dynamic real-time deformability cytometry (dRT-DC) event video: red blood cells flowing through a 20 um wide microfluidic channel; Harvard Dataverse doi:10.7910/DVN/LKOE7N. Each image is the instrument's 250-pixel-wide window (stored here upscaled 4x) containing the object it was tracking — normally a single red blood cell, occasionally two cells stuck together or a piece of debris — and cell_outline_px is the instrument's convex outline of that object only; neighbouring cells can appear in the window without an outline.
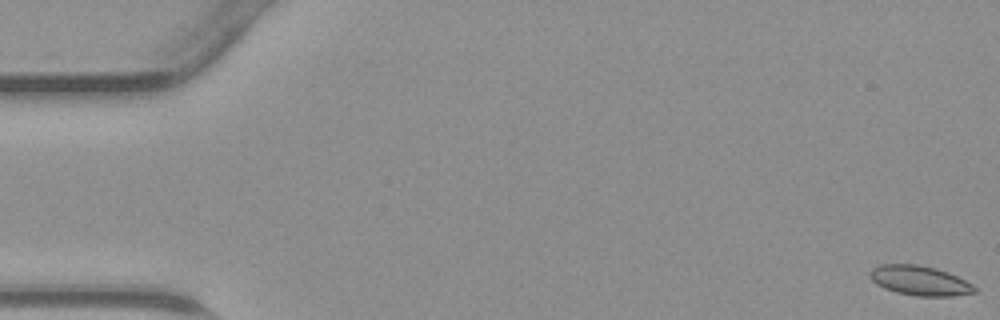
{"species": "common noctule bat (a hibernating species)", "species_latin": "Nyctalus noctula", "temperature_condition": "warm", "stored_images_in_passage": 13, "camera_frame_rate_fps": 3000, "um_per_image_px": 0.085, "animal": {"sex": "male", "body_mass_g": 23.1, "forearm_length_mm": 52.7}, "frame": {"image": 1, "passage_image": 1, "time_ms": 0.0, "image_size_px": [1000, 320], "cell_outline_px": [[976, 292], [952, 296], [916, 296], [896, 292], [884, 288], [876, 284], [868, 276], [868, 272], [872, 268], [880, 264], [916, 264], [936, 268], [948, 272], [972, 284], [976, 288]], "centroid_in_image_um": [78.13, 23.84], "position_along_channel_um": 6.9, "area_um2": 18.15}}